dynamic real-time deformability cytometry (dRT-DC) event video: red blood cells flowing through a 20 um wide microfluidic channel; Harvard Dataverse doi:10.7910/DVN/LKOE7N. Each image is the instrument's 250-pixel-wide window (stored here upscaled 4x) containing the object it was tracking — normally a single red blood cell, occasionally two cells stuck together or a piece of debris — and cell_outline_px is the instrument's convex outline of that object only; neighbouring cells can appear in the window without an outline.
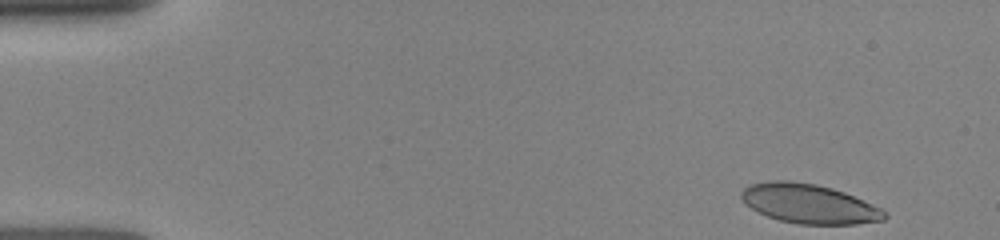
{"species": "human", "species_latin": "Homo sapiens", "temperature_condition": "room temperature", "stored_images_in_passage": 5, "camera_frame_rate_fps": 3000, "um_per_image_px": 0.085, "donor": {"sex": "female"}, "frame": {"image": 1, "passage_image": 1, "time_ms": 0.0, "image_size_px": [1000, 240], "cell_outline_px": [[888, 216], [884, 220], [856, 224], [800, 224], [780, 220], [768, 216], [744, 204], [740, 196], [740, 192], [748, 184], [768, 180], [788, 180], [816, 184], [832, 188], [844, 192], [880, 208]], "centroid_in_image_um": [68.72, 17.3], "position_along_channel_um": 16.3, "area_um2": 32.77}}
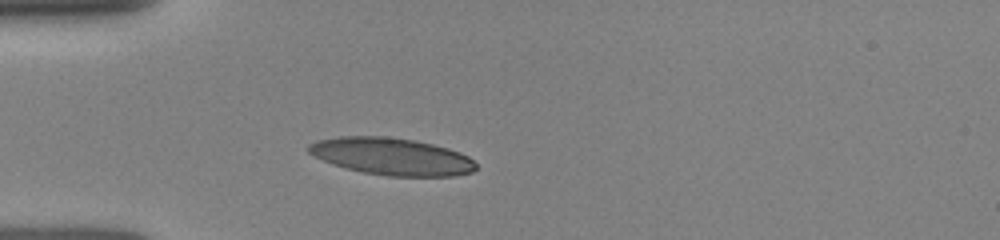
{"frame": {"image": 2, "passage_image": 5, "time_ms": 3.333, "image_size_px": [1000, 240], "cell_outline_px": [[476, 168], [472, 172], [456, 176], [388, 176], [364, 172], [332, 164], [308, 152], [308, 144], [316, 140], [340, 136], [388, 136], [412, 140], [432, 144], [448, 148], [460, 152], [468, 156], [476, 164]], "centroid_in_image_um": [33.3, 13.29], "position_along_channel_um": 51.7, "area_um2": 36.13}}